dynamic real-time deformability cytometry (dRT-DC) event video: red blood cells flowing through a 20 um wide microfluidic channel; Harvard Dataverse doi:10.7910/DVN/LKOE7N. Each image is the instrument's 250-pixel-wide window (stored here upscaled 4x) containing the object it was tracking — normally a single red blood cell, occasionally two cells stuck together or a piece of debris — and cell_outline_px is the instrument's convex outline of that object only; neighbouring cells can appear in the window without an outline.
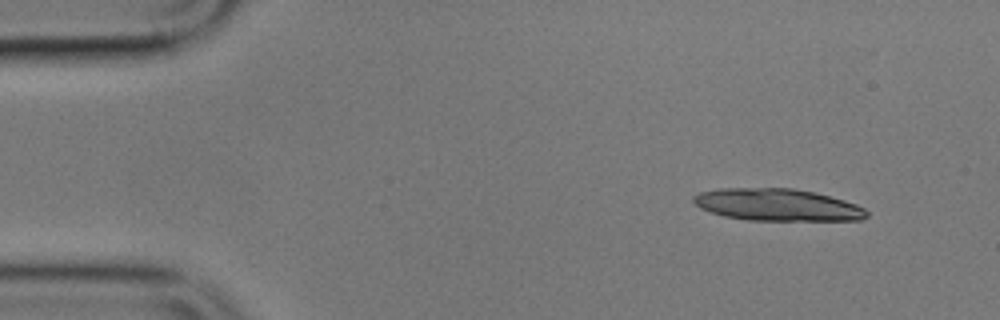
{"species": "common noctule bat (a hibernating species)", "species_latin": "Nyctalus noctula", "temperature_condition": "cold", "stored_images_in_passage": 4, "camera_frame_rate_fps": 3000, "um_per_image_px": 0.085, "animal": {"sex": "male", "body_mass_g": 17.9}, "frame": {"image": 1, "passage_image": 1, "time_ms": 0.0, "image_size_px": [1000, 320], "cell_outline_px": [[868, 216], [860, 220], [748, 220], [724, 216], [700, 208], [692, 200], [692, 196], [700, 192], [716, 188], [792, 188], [812, 192], [844, 200], [856, 204], [864, 208], [868, 212]], "centroid_in_image_um": [66.05, 17.41], "position_along_channel_um": 19.0, "area_um2": 32.31}}